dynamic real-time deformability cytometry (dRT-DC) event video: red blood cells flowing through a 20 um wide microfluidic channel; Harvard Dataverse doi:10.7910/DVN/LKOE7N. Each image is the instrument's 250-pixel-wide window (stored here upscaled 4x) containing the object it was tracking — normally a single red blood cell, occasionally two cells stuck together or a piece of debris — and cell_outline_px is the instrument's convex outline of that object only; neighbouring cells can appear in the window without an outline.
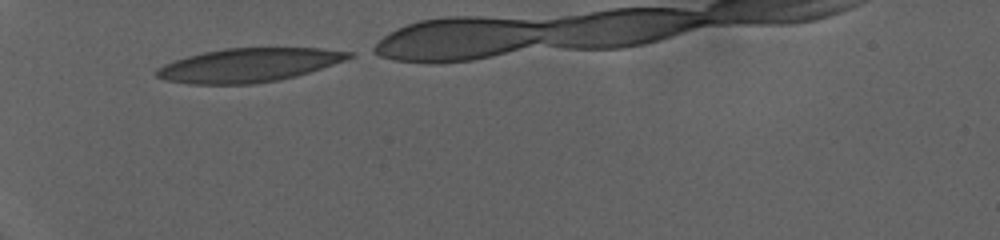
{"species": "human", "species_latin": "Homo sapiens", "temperature_condition": "warm", "stored_images_in_passage": 40, "camera_frame_rate_fps": 3000, "um_per_image_px": 0.085, "donor": {"sex": "female"}, "frame": {"image": 1, "passage_image": 1, "time_ms": 0.0, "image_size_px": [1000, 240], "cell_outline_px": [[352, 56], [344, 60], [296, 76], [276, 80], [252, 84], [188, 84], [164, 80], [156, 76], [156, 68], [164, 64], [188, 56], [204, 52], [224, 48], [316, 48], [352, 52]], "centroid_in_image_um": [21.07, 5.54], "position_along_channel_um": 63.9, "area_um2": 37.4}}
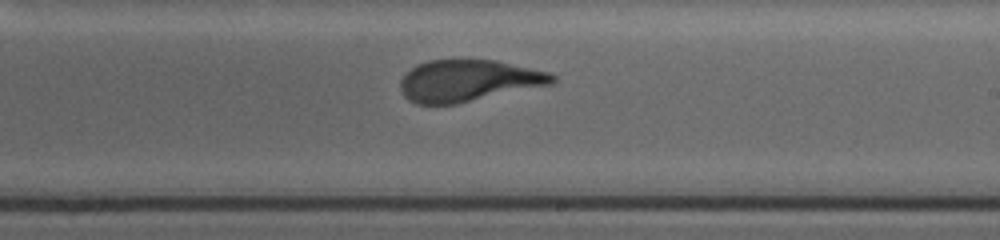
{"frame": {"image": 2, "passage_image": 23, "time_ms": 7.333, "image_size_px": [1000, 240], "cell_outline_px": [[556, 80], [552, 84], [456, 104], [416, 104], [408, 100], [400, 92], [400, 80], [412, 68], [428, 60], [496, 60], [548, 72], [556, 76]], "centroid_in_image_um": [39.8, 6.87], "position_along_channel_um": 249.2, "area_um2": 36.7}}
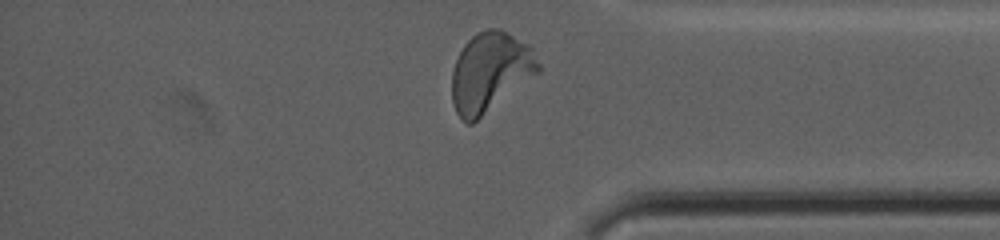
{"frame": {"image": 3, "passage_image": 39, "time_ms": 12.667, "image_size_px": [1000, 240], "cell_outline_px": [[540, 72], [472, 124], [468, 124], [456, 112], [452, 100], [452, 72], [456, 60], [464, 44], [476, 32], [488, 28], [500, 28], [528, 44], [532, 48], [540, 64]], "centroid_in_image_um": [41.67, 6.11], "position_along_channel_um": 393.5, "area_um2": 39.94}}